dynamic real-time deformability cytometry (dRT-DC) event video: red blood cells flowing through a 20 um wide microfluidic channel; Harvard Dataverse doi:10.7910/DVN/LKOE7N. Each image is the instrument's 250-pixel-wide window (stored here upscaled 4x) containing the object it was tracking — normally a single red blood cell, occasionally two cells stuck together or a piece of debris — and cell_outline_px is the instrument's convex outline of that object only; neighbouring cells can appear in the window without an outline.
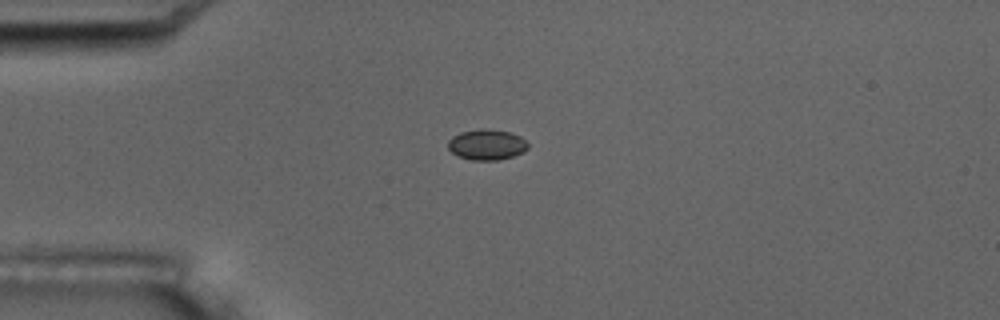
{"species": "common noctule bat (a hibernating species)", "species_latin": "Nyctalus noctula", "temperature_condition": "room temperature", "stored_images_in_passage": 8, "camera_frame_rate_fps": 3000, "um_per_image_px": 0.085, "animal": {"sex": "male", "body_mass_g": 17.5, "forearm_length_mm": 52.3}, "frame": {"image": 1, "passage_image": 5, "time_ms": 4.667, "image_size_px": [1000, 320], "cell_outline_px": [[528, 148], [524, 152], [500, 160], [472, 160], [460, 156], [452, 152], [448, 148], [448, 140], [452, 136], [460, 132], [480, 128], [488, 128], [512, 132], [520, 136], [528, 144]], "centroid_in_image_um": [41.38, 12.27], "position_along_channel_um": 43.6, "area_um2": 14.39}}